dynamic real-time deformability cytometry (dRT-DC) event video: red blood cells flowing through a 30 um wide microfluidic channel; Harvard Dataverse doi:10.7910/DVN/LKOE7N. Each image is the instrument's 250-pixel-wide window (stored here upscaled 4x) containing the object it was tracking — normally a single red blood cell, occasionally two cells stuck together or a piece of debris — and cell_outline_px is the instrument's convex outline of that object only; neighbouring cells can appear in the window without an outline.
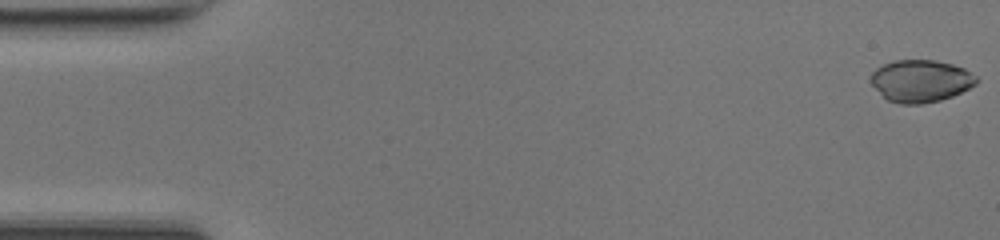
{"species": "common noctule bat (a hibernating species)", "species_latin": "Nyctalus noctula", "temperature_condition": "room temperature", "stored_images_in_passage": 49, "camera_frame_rate_fps": 3000, "um_per_image_px": 0.085, "animal": {"sex": "female", "body_mass_g": 17.0, "forearm_length_mm": 48.0}, "frame": {"image": 1, "passage_image": 1, "time_ms": 0.0, "image_size_px": [1000, 240], "cell_outline_px": [[980, 80], [976, 84], [952, 96], [940, 100], [920, 104], [900, 104], [888, 100], [868, 80], [868, 76], [876, 68], [884, 64], [896, 60], [936, 60], [952, 64], [964, 68], [976, 76]], "centroid_in_image_um": [78.25, 6.87], "position_along_channel_um": 6.7, "area_um2": 26.01}}
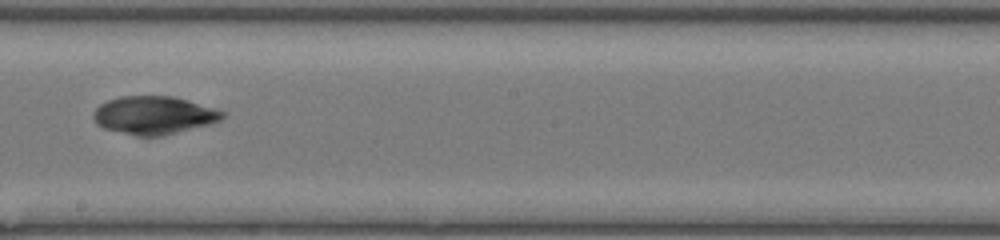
{"frame": {"image": 2, "passage_image": 28, "time_ms": 9.0, "image_size_px": [1000, 240], "cell_outline_px": [[224, 116], [220, 120], [208, 124], [164, 136], [136, 136], [104, 128], [96, 124], [92, 116], [96, 108], [100, 104], [108, 100], [120, 96], [172, 96], [188, 100], [216, 108], [224, 112]], "centroid_in_image_um": [13.07, 9.79], "position_along_channel_um": 235.1, "area_um2": 28.61}}
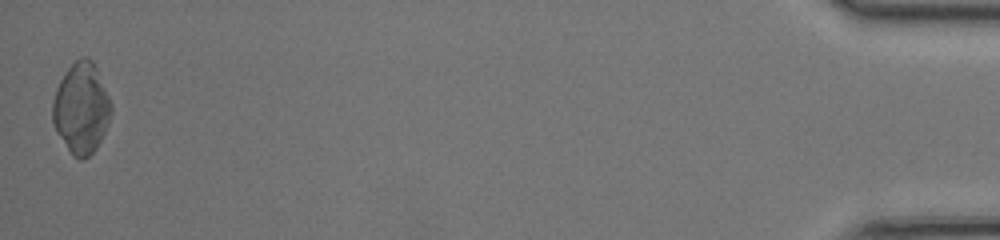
{"frame": {"image": 3, "passage_image": 49, "time_ms": 16.0, "image_size_px": [1000, 240], "cell_outline_px": [[112, 112], [108, 124], [96, 148], [84, 160], [80, 160], [72, 156], [56, 132], [52, 120], [52, 100], [56, 88], [60, 80], [68, 68], [80, 56], [88, 56], [92, 60], [96, 68], [112, 104]], "centroid_in_image_um": [6.89, 9.21], "position_along_channel_um": 428.3, "area_um2": 31.1}, "authors_computed_cell_mechanics": {"area_um2": 28.4954, "velocity_mm_per_s": 4.2139, "shape_relaxation_time_tau1_ms": null, "shape_relaxation_time_tau2_ms": 2.2903, "deformation_change_tau1": null, "deformation_change_tau2": 0.0475}}